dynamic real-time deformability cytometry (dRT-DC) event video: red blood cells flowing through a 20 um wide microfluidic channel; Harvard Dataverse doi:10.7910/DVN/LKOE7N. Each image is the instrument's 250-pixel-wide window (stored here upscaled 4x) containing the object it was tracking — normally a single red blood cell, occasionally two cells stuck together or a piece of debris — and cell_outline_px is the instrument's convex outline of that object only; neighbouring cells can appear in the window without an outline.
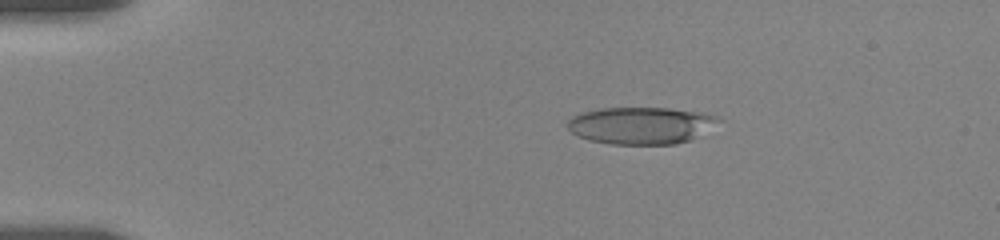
{"species": "human", "species_latin": "Homo sapiens", "temperature_condition": "room temperature", "stored_images_in_passage": 55, "camera_frame_rate_fps": 3000, "um_per_image_px": 0.085, "donor": {"sex": "female"}, "frame": {"image": 1, "passage_image": 10, "time_ms": 3.0, "image_size_px": [1000, 240], "cell_outline_px": [[720, 120], [704, 136], [676, 144], [612, 144], [588, 140], [576, 136], [568, 128], [568, 120], [572, 116], [584, 112], [600, 108], [668, 108], [696, 112], [720, 116]], "centroid_in_image_um": [54.52, 10.67], "position_along_channel_um": 30.5, "area_um2": 32.83}}
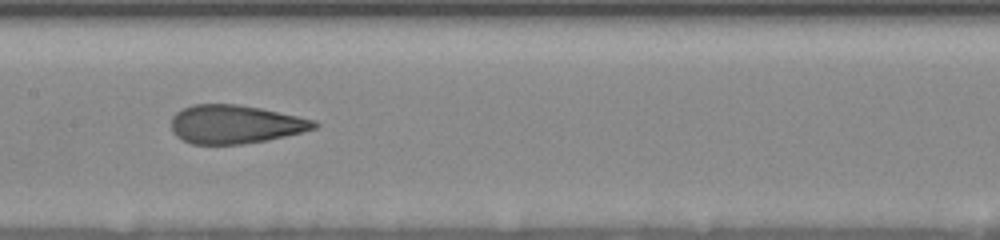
{"frame": {"image": 2, "passage_image": 28, "time_ms": 9.0, "image_size_px": [1000, 240], "cell_outline_px": [[320, 124], [316, 128], [268, 140], [240, 144], [192, 144], [176, 136], [172, 132], [172, 116], [176, 112], [192, 104], [236, 104], [260, 108], [316, 120]], "centroid_in_image_um": [19.98, 10.56], "position_along_channel_um": 187.4, "area_um2": 31.96}}
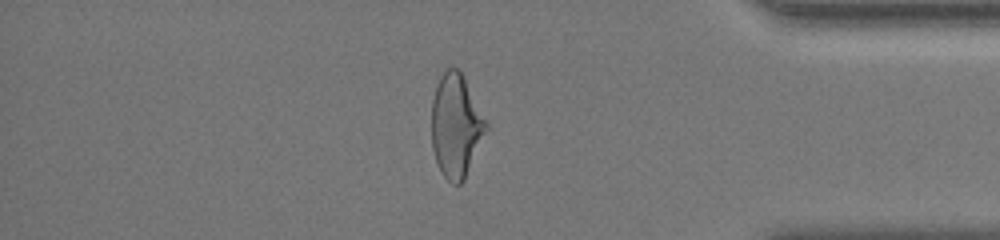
{"frame": {"image": 3, "passage_image": 47, "time_ms": 15.333, "image_size_px": [1000, 240], "cell_outline_px": [[488, 128], [464, 180], [460, 184], [452, 184], [440, 172], [432, 148], [432, 100], [436, 84], [440, 76], [448, 68], [456, 68], [464, 76], [488, 124]], "centroid_in_image_um": [38.75, 10.69], "position_along_channel_um": 396.5, "area_um2": 32.71}, "authors_computed_cell_mechanics": {"area_um2": 33.3506, "velocity_mm_per_s": 3.6586, "shape_relaxation_time_tau1_ms": 9.5563, "shape_relaxation_time_tau2_ms": 1.3183, "deformation_change_tau1": 0.2414, "deformation_change_tau2": 0.099}}